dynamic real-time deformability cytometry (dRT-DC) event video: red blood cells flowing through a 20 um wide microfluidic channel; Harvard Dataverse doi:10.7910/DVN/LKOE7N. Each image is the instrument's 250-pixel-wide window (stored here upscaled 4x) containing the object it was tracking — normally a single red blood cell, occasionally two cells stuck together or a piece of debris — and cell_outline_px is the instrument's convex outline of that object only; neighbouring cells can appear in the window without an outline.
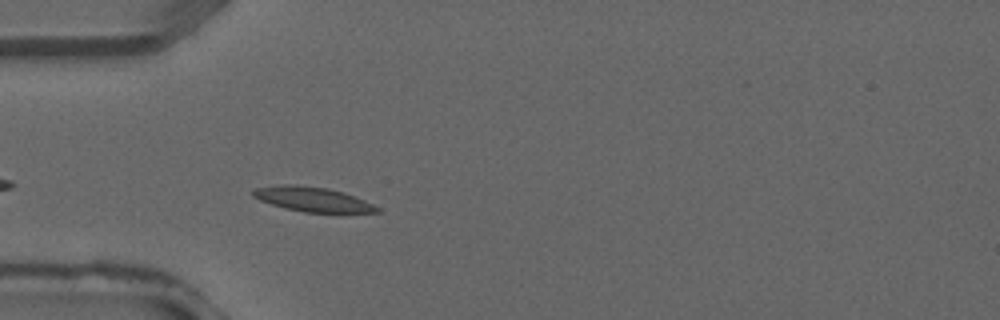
{"species": "common noctule bat (a hibernating species)", "species_latin": "Nyctalus noctula", "temperature_condition": "warm", "stored_images_in_passage": 29, "camera_frame_rate_fps": 3000, "um_per_image_px": 0.085, "animal": {"sex": "male", "forearm_length_mm": 52.5}, "frame": {"image": 1, "passage_image": 3, "time_ms": 0.667, "image_size_px": [1000, 320], "cell_outline_px": [[380, 212], [304, 212], [284, 208], [260, 200], [252, 196], [252, 192], [256, 188], [280, 184], [296, 184], [328, 188], [344, 192], [356, 196], [380, 208]], "centroid_in_image_um": [26.56, 16.92], "position_along_channel_um": 58.4, "area_um2": 17.74}}
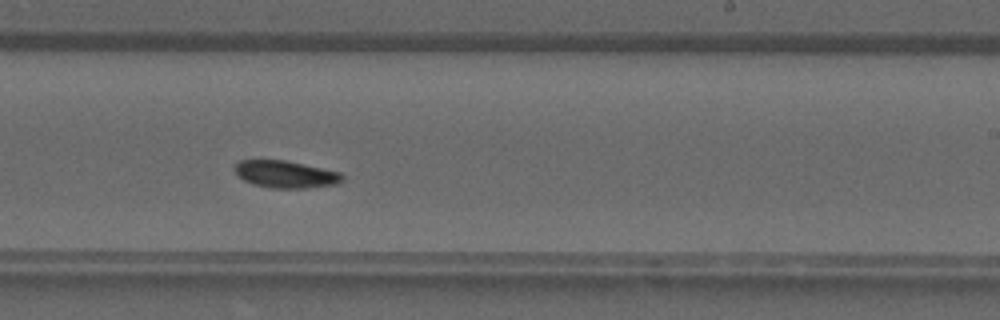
{"frame": {"image": 2, "passage_image": 15, "time_ms": 4.667, "image_size_px": [1000, 320], "cell_outline_px": [[344, 180], [340, 184], [304, 188], [272, 188], [252, 184], [244, 180], [236, 172], [236, 164], [240, 160], [284, 160], [340, 172], [344, 176]], "centroid_in_image_um": [24.33, 14.82], "position_along_channel_um": 264.7, "area_um2": 16.94}}
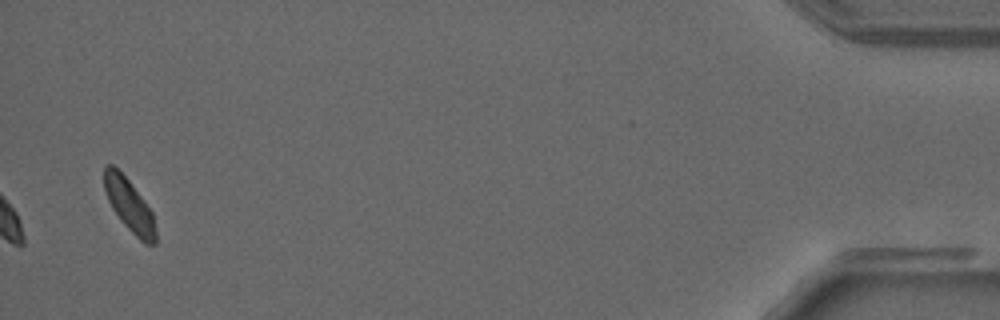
{"frame": {"image": 3, "passage_image": 29, "time_ms": 9.333, "image_size_px": [1000, 320], "cell_outline_px": [[156, 244], [144, 244], [120, 220], [112, 208], [108, 200], [104, 188], [104, 164], [112, 164], [128, 180], [152, 212], [156, 232]], "centroid_in_image_um": [10.98, 17.46], "position_along_channel_um": 424.2, "area_um2": 15.49}}